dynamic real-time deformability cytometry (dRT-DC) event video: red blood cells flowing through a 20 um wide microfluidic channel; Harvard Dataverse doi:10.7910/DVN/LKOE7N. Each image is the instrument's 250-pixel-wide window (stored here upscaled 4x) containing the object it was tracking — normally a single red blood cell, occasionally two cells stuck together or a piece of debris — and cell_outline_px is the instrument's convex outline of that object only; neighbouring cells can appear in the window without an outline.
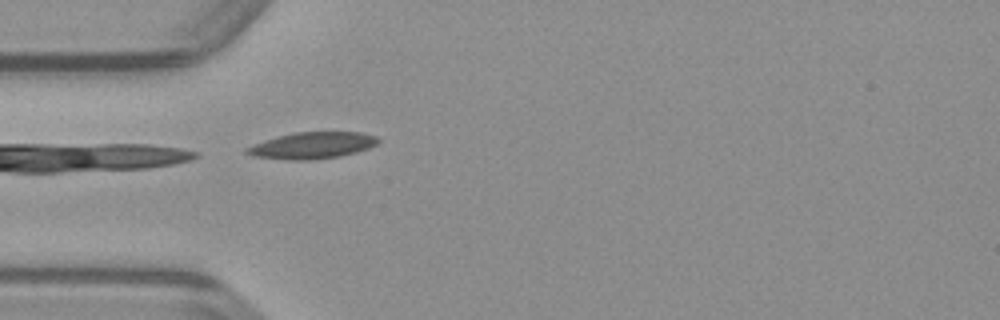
{"species": "common noctule bat (a hibernating species)", "species_latin": "Nyctalus noctula", "temperature_condition": "warm", "stored_images_in_passage": 18, "camera_frame_rate_fps": 3000, "um_per_image_px": 0.085, "animal": {"sex": "male", "body_mass_g": 23.1, "forearm_length_mm": 52.7}, "frame": {"image": 1, "passage_image": 1, "time_ms": 0.0, "image_size_px": [1000, 320], "cell_outline_px": [[380, 140], [376, 144], [368, 148], [356, 152], [340, 156], [312, 160], [284, 160], [252, 156], [244, 152], [244, 148], [292, 132], [360, 132], [376, 136]], "centroid_in_image_um": [26.54, 12.37], "position_along_channel_um": 58.5, "area_um2": 20.23}}
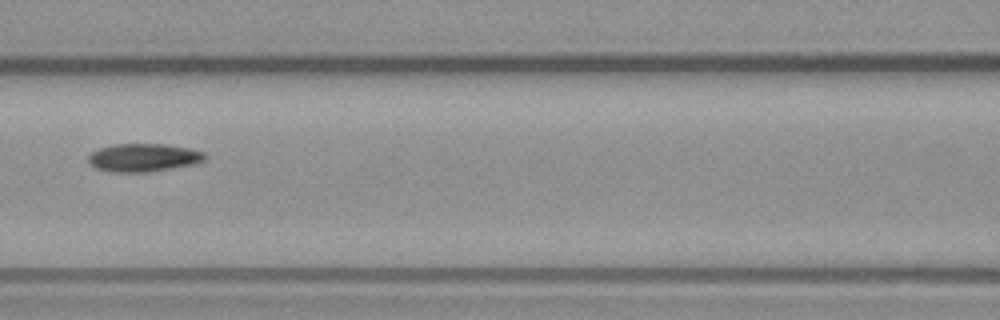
{"frame": {"image": 2, "passage_image": 8, "time_ms": 2.333, "image_size_px": [1000, 320], "cell_outline_px": [[208, 156], [204, 160], [192, 164], [148, 172], [112, 172], [96, 168], [88, 164], [88, 156], [92, 152], [100, 148], [112, 144], [164, 144], [188, 148], [204, 152]], "centroid_in_image_um": [12.16, 13.39], "position_along_channel_um": 154.4, "area_um2": 19.02}}
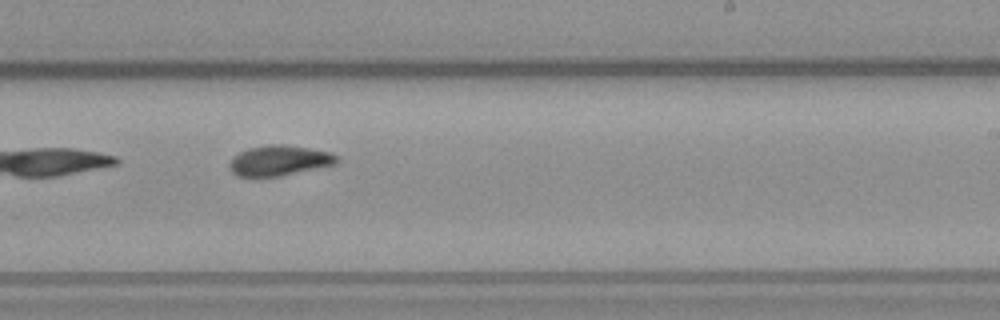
{"frame": {"image": 3, "passage_image": 16, "time_ms": 5.0, "image_size_px": [1000, 320], "cell_outline_px": [[340, 160], [336, 164], [280, 176], [236, 176], [232, 172], [228, 164], [240, 152], [248, 148], [268, 144], [280, 144], [308, 148], [332, 152], [340, 156]], "centroid_in_image_um": [23.79, 13.64], "position_along_channel_um": 265.2, "area_um2": 18.9}}